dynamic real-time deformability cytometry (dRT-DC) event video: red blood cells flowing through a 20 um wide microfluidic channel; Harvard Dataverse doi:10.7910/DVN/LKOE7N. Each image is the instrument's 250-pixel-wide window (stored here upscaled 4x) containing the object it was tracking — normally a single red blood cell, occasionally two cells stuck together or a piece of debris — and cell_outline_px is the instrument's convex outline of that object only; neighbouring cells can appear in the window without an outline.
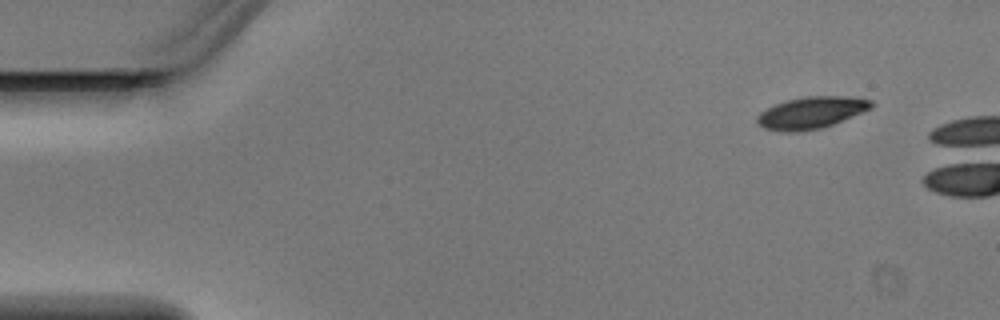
{"species": "Egyptian fruit bat (a non-hibernating species)", "species_latin": "Rousettus aegyptiacus", "temperature_condition": "warm", "stored_images_in_passage": 5, "camera_frame_rate_fps": 3000, "um_per_image_px": 0.085, "animal": {"sex": "male"}, "frame": {"image": 1, "passage_image": 1, "time_ms": 0.0, "image_size_px": [1000, 320], "cell_outline_px": [[872, 108], [832, 124], [820, 128], [800, 132], [780, 132], [764, 128], [756, 120], [756, 116], [760, 112], [776, 104], [788, 100], [808, 96], [856, 96], [872, 100]], "centroid_in_image_um": [68.96, 9.58], "position_along_channel_um": 16.0, "area_um2": 21.1}}
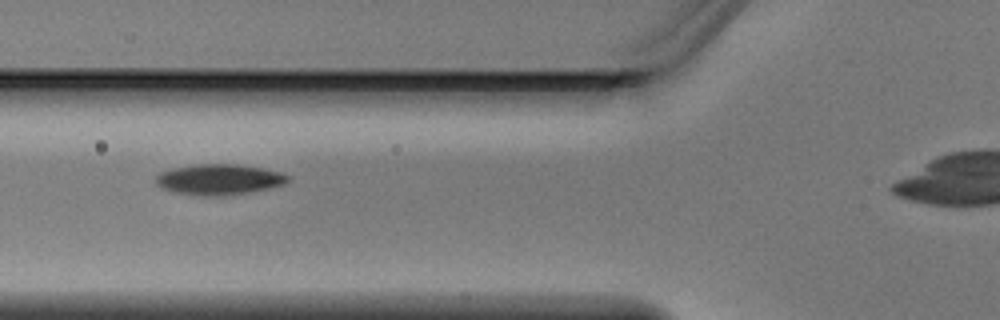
{"frame": {"image": 2, "passage_image": 5, "time_ms": 1.333, "image_size_px": [1000, 320], "cell_outline_px": [[292, 176], [284, 184], [268, 188], [248, 192], [220, 196], [204, 196], [172, 192], [160, 188], [156, 184], [156, 176], [160, 172], [176, 168], [196, 164], [236, 164], [264, 168], [280, 172]], "centroid_in_image_um": [18.62, 15.25], "position_along_channel_um": 107.2, "area_um2": 23.58}}